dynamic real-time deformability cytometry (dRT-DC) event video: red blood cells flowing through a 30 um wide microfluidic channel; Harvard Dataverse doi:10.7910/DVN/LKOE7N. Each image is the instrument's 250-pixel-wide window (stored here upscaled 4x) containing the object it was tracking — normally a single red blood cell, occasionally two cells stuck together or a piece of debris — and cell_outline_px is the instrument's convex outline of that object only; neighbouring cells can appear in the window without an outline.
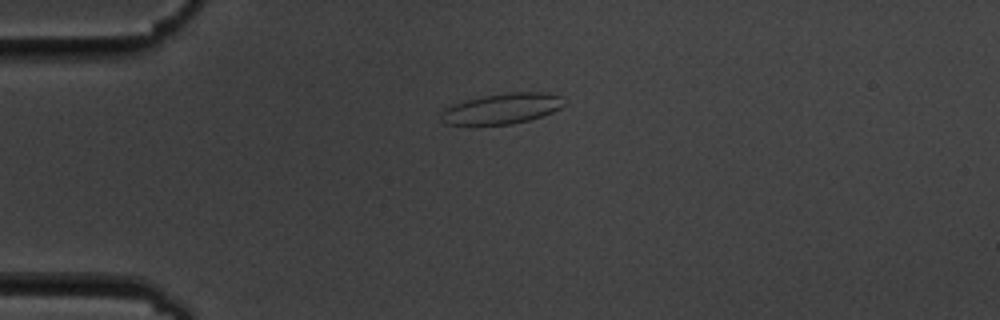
{"species": "common noctule bat (a hibernating species)", "species_latin": "Nyctalus noctula", "temperature_condition": "cold", "stored_images_in_passage": 5, "camera_frame_rate_fps": 3000, "um_per_image_px": 0.085, "animal": {"sex": "male", "body_mass_g": 19.5, "forearm_length_mm": 54.6}, "frame": {"image": 1, "passage_image": 4, "time_ms": 4.333, "image_size_px": [1000, 320], "cell_outline_px": [[564, 104], [560, 108], [552, 112], [528, 120], [512, 124], [444, 124], [440, 120], [440, 116], [444, 108], [452, 104], [484, 96], [508, 92], [548, 92], [560, 96]], "centroid_in_image_um": [42.65, 9.22], "position_along_channel_um": 42.4, "area_um2": 21.68}}